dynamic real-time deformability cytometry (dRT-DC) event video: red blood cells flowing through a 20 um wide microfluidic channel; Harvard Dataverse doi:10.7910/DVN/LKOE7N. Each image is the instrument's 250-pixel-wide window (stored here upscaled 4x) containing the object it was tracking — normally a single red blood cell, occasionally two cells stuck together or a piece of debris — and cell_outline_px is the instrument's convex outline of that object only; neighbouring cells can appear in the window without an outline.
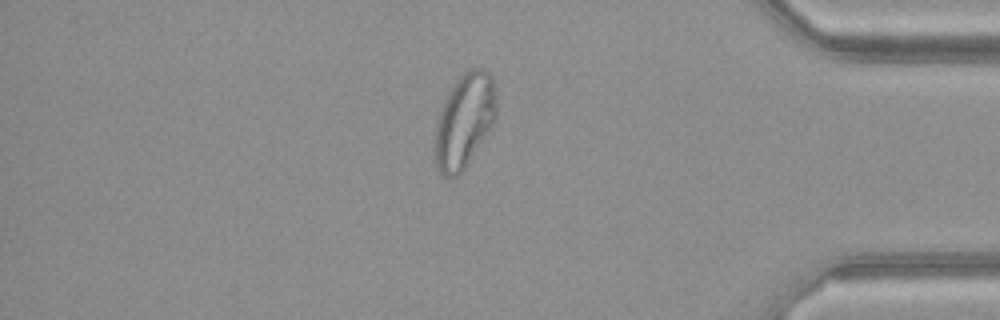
{"species": "common noctule bat (a hibernating species)", "species_latin": "Nyctalus noctula", "temperature_condition": "warm", "stored_images_in_passage": 49, "camera_frame_rate_fps": 3000, "um_per_image_px": 0.085, "animal": {"sex": "female", "body_mass_g": 21.9}, "frame": {"image": 1, "passage_image": 42, "time_ms": 13.667, "image_size_px": [1000, 320], "cell_outline_px": [[496, 120], [464, 168], [456, 176], [444, 176], [436, 168], [432, 152], [432, 144], [436, 124], [440, 108], [448, 92], [456, 80], [460, 76], [472, 68], [484, 68], [492, 76], [496, 100]], "centroid_in_image_um": [39.43, 10.27], "position_along_channel_um": 395.8, "area_um2": 33.99}}